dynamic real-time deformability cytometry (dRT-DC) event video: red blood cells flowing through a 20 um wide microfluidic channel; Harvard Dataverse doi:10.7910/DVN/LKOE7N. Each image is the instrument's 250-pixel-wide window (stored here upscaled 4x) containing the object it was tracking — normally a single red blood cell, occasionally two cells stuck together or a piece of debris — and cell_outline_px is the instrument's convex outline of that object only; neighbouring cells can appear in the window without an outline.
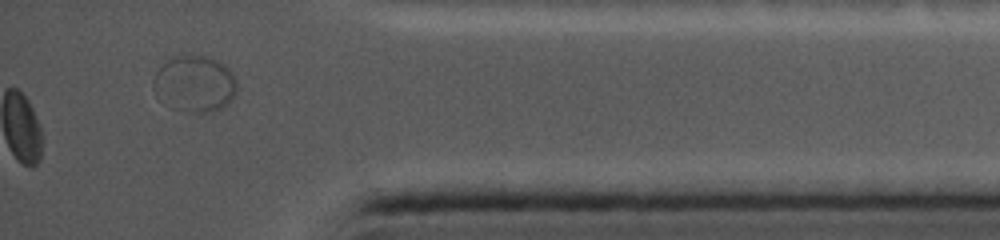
{"species": "common noctule bat (a hibernating species)", "species_latin": "Nyctalus noctula", "temperature_condition": "cold", "stored_images_in_passage": 55, "camera_frame_rate_fps": 5000, "um_per_image_px": 0.085, "animal": {"sex": "female", "body_mass_g": 19.0, "forearm_length_mm": 56.7}, "frame": {"image": 1, "passage_image": 55, "time_ms": 18.0, "image_size_px": [1000, 240], "cell_outline_px": [[236, 92], [220, 108], [208, 112], [192, 112], [152, 88], [152, 80], [156, 72], [168, 60], [180, 56], [208, 56], [224, 64], [236, 76]], "centroid_in_image_um": [16.64, 7.03], "position_along_channel_um": 418.6, "area_um2": 25.66}}